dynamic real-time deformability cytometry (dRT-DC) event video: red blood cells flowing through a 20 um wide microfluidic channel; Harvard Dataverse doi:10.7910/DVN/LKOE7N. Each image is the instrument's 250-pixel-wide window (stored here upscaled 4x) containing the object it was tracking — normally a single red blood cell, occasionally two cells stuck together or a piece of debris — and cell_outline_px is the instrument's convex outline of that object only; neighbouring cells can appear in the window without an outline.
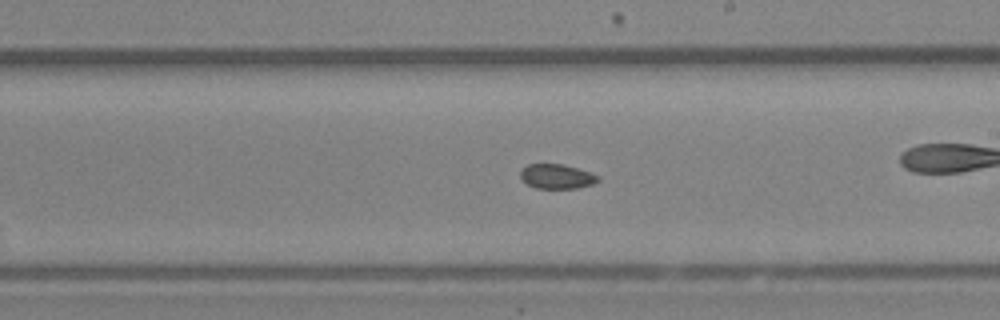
{"species": "Egyptian fruit bat (a non-hibernating species)", "species_latin": "Rousettus aegyptiacus", "temperature_condition": "room temperature", "stored_images_in_passage": 37, "camera_frame_rate_fps": 3000, "um_per_image_px": 0.085, "animal": {"sex": "female"}, "frame": {"image": 1, "passage_image": 16, "time_ms": 5.0, "image_size_px": [1000, 320], "cell_outline_px": [[600, 180], [592, 184], [576, 188], [536, 188], [528, 184], [520, 176], [520, 172], [528, 164], [564, 164], [600, 176]], "centroid_in_image_um": [47.34, 14.99], "position_along_channel_um": 241.7, "area_um2": 10.92}}